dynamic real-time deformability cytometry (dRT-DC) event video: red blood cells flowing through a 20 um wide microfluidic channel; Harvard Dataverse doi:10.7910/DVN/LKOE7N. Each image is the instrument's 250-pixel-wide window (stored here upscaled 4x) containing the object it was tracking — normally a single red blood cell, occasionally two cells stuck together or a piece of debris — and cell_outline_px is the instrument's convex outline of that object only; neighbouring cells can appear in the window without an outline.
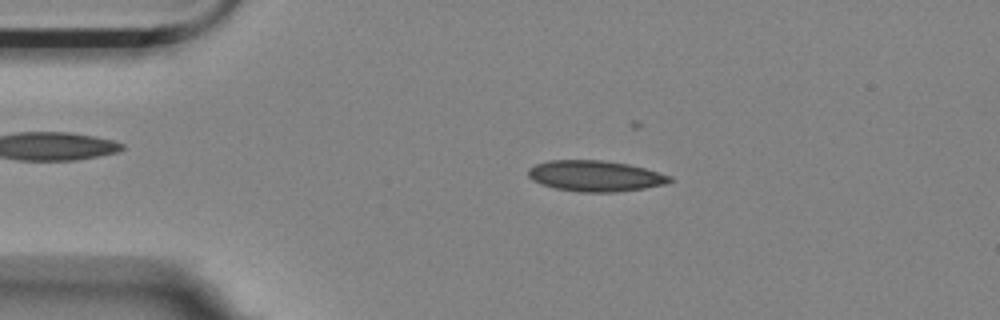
{"species": "Egyptian fruit bat (a non-hibernating species)", "species_latin": "Rousettus aegyptiacus", "temperature_condition": "room temperature", "stored_images_in_passage": 15, "camera_frame_rate_fps": 3000, "um_per_image_px": 0.085, "animal": {"sex": "female"}, "frame": {"image": 1, "passage_image": 10, "time_ms": 3.0, "image_size_px": [1000, 320], "cell_outline_px": [[676, 180], [668, 184], [644, 188], [616, 192], [580, 192], [556, 188], [540, 184], [532, 180], [528, 176], [528, 168], [536, 164], [548, 160], [604, 160], [628, 164], [644, 168], [672, 176]], "centroid_in_image_um": [50.62, 14.96], "position_along_channel_um": 34.4, "area_um2": 25.66}}